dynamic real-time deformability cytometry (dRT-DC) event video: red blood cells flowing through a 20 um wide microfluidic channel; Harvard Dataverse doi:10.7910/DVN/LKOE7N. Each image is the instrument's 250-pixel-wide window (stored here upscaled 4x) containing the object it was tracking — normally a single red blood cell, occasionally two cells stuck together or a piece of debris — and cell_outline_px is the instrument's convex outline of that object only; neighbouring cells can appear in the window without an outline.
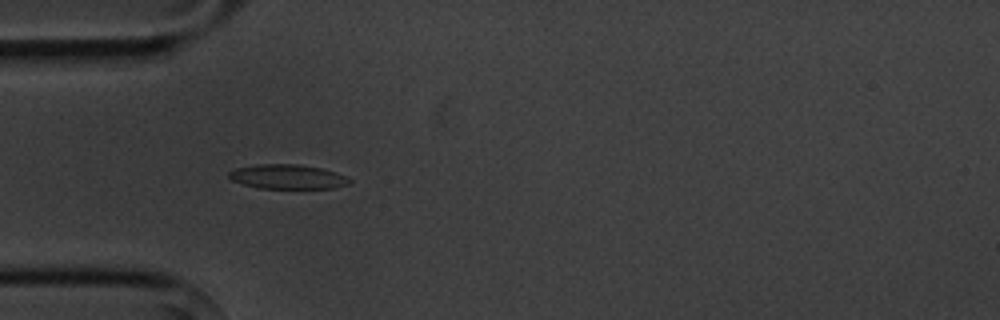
{"species": "common noctule bat (a hibernating species)", "species_latin": "Nyctalus noctula", "temperature_condition": "cold", "stored_images_in_passage": 5, "camera_frame_rate_fps": 3000, "um_per_image_px": 0.085, "animal": {"sex": "male", "body_mass_g": 20.1, "forearm_length_mm": 53.5}, "frame": {"image": 1, "passage_image": 5, "time_ms": 4.667, "image_size_px": [1000, 320], "cell_outline_px": [[352, 180], [348, 184], [336, 188], [256, 188], [232, 180], [228, 176], [228, 172], [236, 168], [256, 164], [300, 164], [320, 168], [336, 172]], "centroid_in_image_um": [24.43, 15.02], "position_along_channel_um": 60.6, "area_um2": 17.17}}